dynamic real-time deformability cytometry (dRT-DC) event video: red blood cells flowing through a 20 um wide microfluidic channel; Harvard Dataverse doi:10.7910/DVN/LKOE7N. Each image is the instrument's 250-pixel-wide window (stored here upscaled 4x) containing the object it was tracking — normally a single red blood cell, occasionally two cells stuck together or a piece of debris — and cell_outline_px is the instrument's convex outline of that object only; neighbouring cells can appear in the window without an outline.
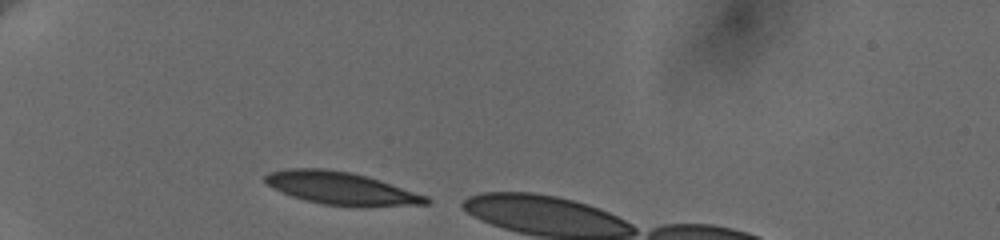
{"species": "human", "species_latin": "Homo sapiens", "temperature_condition": "cold", "stored_images_in_passage": 5, "camera_frame_rate_fps": 3000, "um_per_image_px": 0.085, "donor": {"sex": "female"}, "frame": {"image": 1, "passage_image": 1, "time_ms": 0.0, "image_size_px": [1000, 240], "cell_outline_px": [[432, 204], [360, 208], [324, 204], [304, 200], [292, 196], [272, 188], [264, 180], [264, 176], [268, 172], [288, 168], [324, 168], [352, 172], [368, 176], [428, 196], [432, 200]], "centroid_in_image_um": [29.06, 16.02], "position_along_channel_um": 55.9, "area_um2": 31.33}}